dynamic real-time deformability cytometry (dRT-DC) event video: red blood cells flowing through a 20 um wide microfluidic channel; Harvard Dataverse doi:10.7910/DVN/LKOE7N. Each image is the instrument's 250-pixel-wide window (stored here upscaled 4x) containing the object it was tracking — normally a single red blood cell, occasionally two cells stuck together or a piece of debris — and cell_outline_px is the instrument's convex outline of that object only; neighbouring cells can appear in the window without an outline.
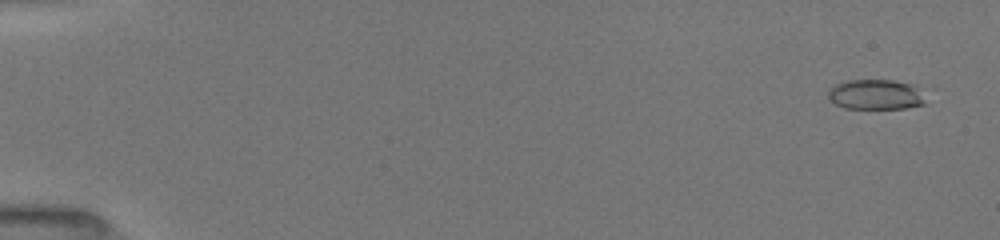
{"species": "common noctule bat (a hibernating species)", "species_latin": "Nyctalus noctula", "temperature_condition": "room temperature", "stored_images_in_passage": 52, "camera_frame_rate_fps": 3000, "um_per_image_px": 0.085, "animal": {"sex": "female", "body_mass_g": 19.5, "forearm_length_mm": 54.1}, "frame": {"image": 1, "passage_image": 3, "time_ms": 0.667, "image_size_px": [1000, 240], "cell_outline_px": [[928, 104], [904, 108], [844, 108], [828, 100], [828, 88], [836, 84], [848, 80], [892, 80], [912, 84], [916, 88]], "centroid_in_image_um": [74.39, 8.04], "position_along_channel_um": 10.6, "area_um2": 17.05}}
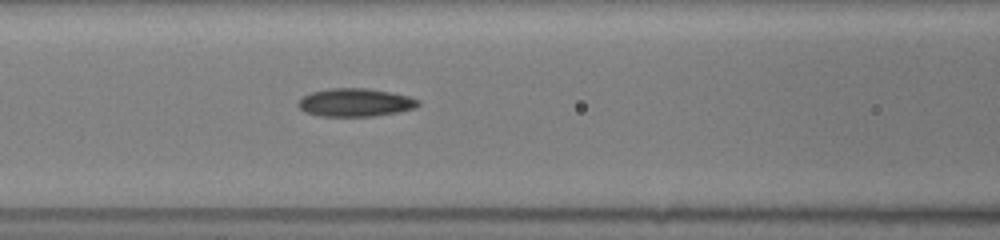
{"frame": {"image": 2, "passage_image": 24, "time_ms": 7.667, "image_size_px": [1000, 240], "cell_outline_px": [[420, 104], [416, 108], [400, 112], [372, 116], [320, 116], [304, 112], [296, 104], [304, 96], [312, 92], [332, 88], [368, 88], [392, 92], [408, 96], [420, 100]], "centroid_in_image_um": [30.23, 8.71], "position_along_channel_um": 136.4, "area_um2": 19.77}}
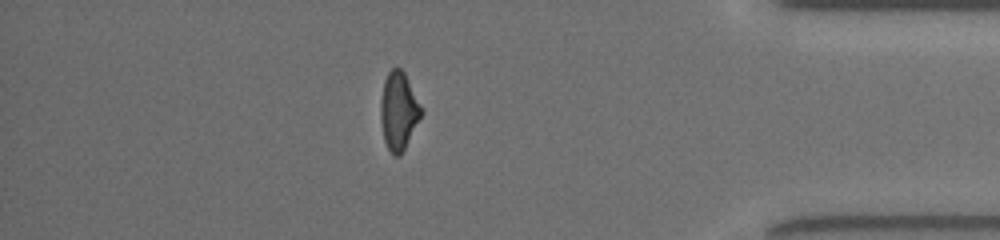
{"frame": {"image": 3, "passage_image": 46, "time_ms": 15.0, "image_size_px": [1000, 240], "cell_outline_px": [[424, 112], [400, 156], [396, 156], [388, 148], [384, 140], [380, 120], [380, 100], [384, 80], [388, 72], [392, 68], [400, 68], [404, 72]], "centroid_in_image_um": [33.87, 9.42], "position_along_channel_um": 401.3, "area_um2": 18.38}, "authors_computed_cell_mechanics": {"area_um2": 18.6983, "velocity_mm_per_s": 4.0406, "shape_relaxation_time_tau1_ms": 4.8222, "shape_relaxation_time_tau2_ms": 3.2282, "deformation_change_tau1": 0.1812, "deformation_change_tau2": 0.1131}}